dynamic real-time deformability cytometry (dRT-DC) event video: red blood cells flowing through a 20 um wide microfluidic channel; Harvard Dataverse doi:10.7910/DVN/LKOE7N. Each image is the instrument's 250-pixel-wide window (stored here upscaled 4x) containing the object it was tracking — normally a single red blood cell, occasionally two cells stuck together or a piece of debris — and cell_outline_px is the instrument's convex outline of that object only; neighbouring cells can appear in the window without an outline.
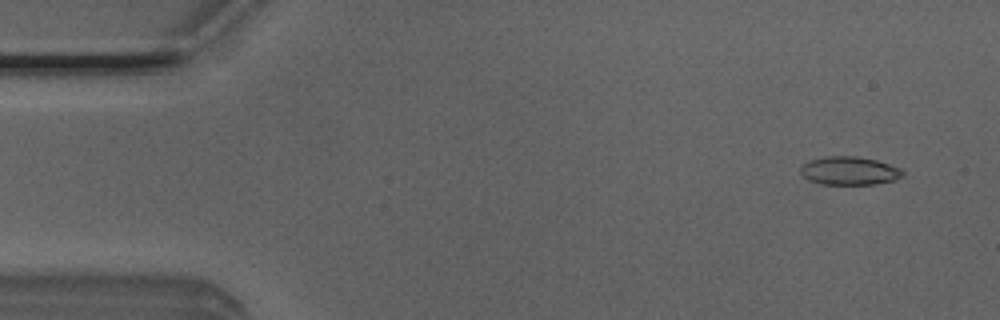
{"species": "Egyptian fruit bat (a non-hibernating species)", "species_latin": "Rousettus aegyptiacus", "temperature_condition": "room temperature", "stored_images_in_passage": 45, "camera_frame_rate_fps": 3000, "um_per_image_px": 0.085, "animal": {"sex": "male"}, "frame": {"image": 1, "passage_image": 2, "time_ms": 0.333, "image_size_px": [1000, 320], "cell_outline_px": [[904, 176], [896, 180], [872, 184], [820, 184], [808, 180], [800, 172], [800, 168], [804, 164], [812, 160], [828, 156], [856, 156], [876, 160], [900, 168], [904, 172]], "centroid_in_image_um": [72.22, 14.52], "position_along_channel_um": 12.8, "area_um2": 16.76}}
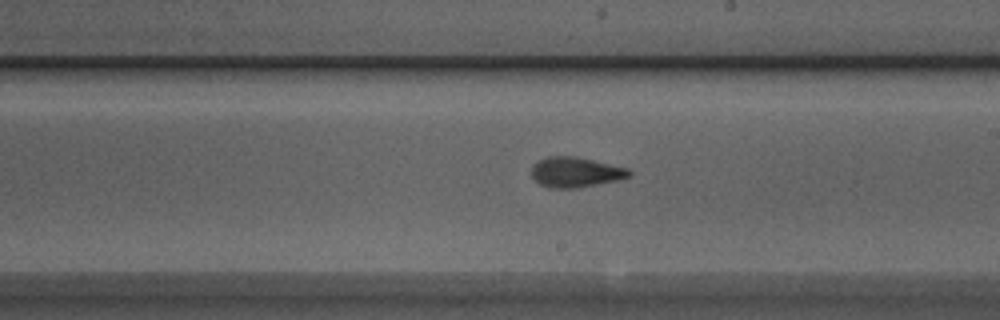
{"frame": {"image": 2, "passage_image": 27, "time_ms": 8.667, "image_size_px": [1000, 320], "cell_outline_px": [[632, 172], [628, 176], [620, 180], [576, 188], [548, 188], [540, 184], [532, 176], [532, 164], [548, 156], [576, 156], [628, 168]], "centroid_in_image_um": [48.92, 14.63], "position_along_channel_um": 240.1, "area_um2": 17.17}}
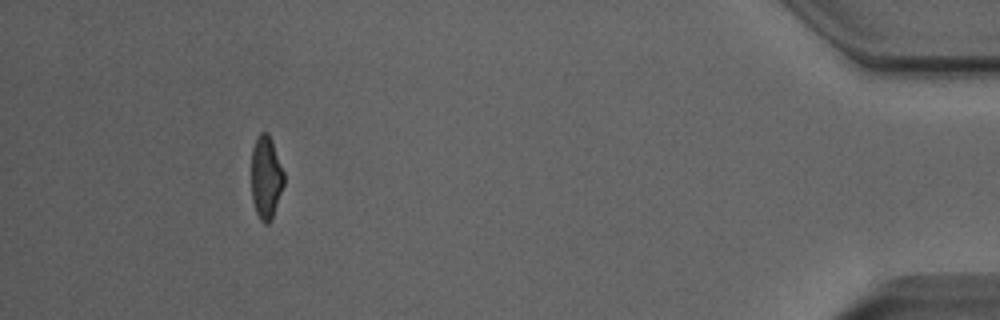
{"frame": {"image": 3, "passage_image": 45, "time_ms": 14.667, "image_size_px": [1000, 320], "cell_outline_px": [[284, 184], [272, 220], [268, 224], [264, 224], [260, 220], [256, 212], [252, 200], [252, 148], [260, 132], [268, 132], [272, 140], [284, 172]], "centroid_in_image_um": [22.62, 15.1], "position_along_channel_um": 412.6, "area_um2": 15.84}, "authors_computed_cell_mechanics": {"area_um2": 17.1088, "velocity_mm_per_s": 4.0273, "shape_relaxation_time_tau1_ms": 3.7599, "shape_relaxation_time_tau2_ms": 2.4313, "deformation_change_tau1": 0.1559, "deformation_change_tau2": 0.0855}}